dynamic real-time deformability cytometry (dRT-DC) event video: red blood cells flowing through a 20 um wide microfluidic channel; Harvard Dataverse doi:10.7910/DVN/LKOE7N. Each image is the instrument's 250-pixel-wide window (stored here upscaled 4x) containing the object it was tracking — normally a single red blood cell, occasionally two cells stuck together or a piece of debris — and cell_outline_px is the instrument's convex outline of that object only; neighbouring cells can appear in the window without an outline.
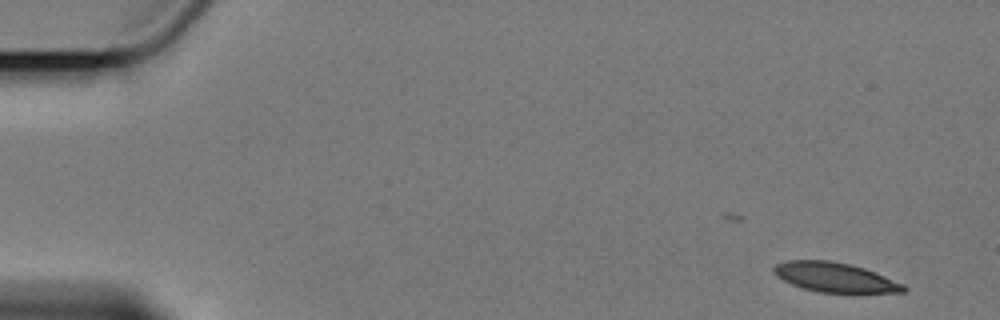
{"species": "Egyptian fruit bat (a non-hibernating species)", "species_latin": "Rousettus aegyptiacus", "temperature_condition": "cold", "stored_images_in_passage": 6, "segment_of_instrument_passage": [1, 2], "camera_frame_rate_fps": 3000, "um_per_image_px": 0.085, "animal": {"sex": "female"}, "frame": {"image": 1, "passage_image": 1, "time_ms": 0.0, "image_size_px": [1000, 320], "cell_outline_px": [[908, 288], [904, 292], [820, 292], [804, 288], [792, 284], [776, 276], [772, 272], [772, 268], [776, 264], [784, 260], [832, 260], [852, 264], [864, 268], [904, 284]], "centroid_in_image_um": [70.93, 23.55], "position_along_channel_um": 14.1, "area_um2": 22.25}}